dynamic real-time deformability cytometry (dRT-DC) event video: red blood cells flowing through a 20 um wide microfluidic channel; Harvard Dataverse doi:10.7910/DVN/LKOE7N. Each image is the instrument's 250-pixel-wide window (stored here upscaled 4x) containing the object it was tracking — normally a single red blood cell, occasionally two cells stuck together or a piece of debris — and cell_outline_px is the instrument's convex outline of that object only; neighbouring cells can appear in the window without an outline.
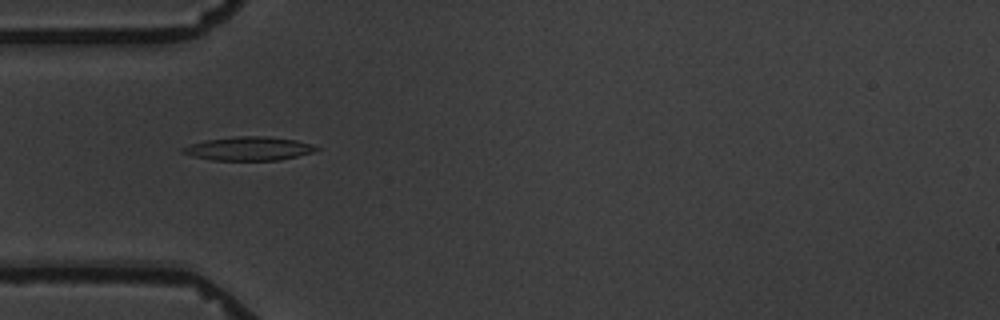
{"species": "common noctule bat (a hibernating species)", "species_latin": "Nyctalus noctula", "temperature_condition": "warm", "stored_images_in_passage": 3, "camera_frame_rate_fps": 3000, "um_per_image_px": 0.085, "animal": {"sex": "male", "body_mass_g": 19.5, "forearm_length_mm": 54.6}, "frame": {"image": 1, "passage_image": 2, "time_ms": 2.333, "image_size_px": [1000, 320], "cell_outline_px": [[320, 148], [312, 152], [280, 160], [212, 160], [192, 156], [180, 152], [180, 148], [192, 144], [208, 140], [236, 136], [268, 136], [296, 140], [312, 144]], "centroid_in_image_um": [21.14, 12.63], "position_along_channel_um": 63.9, "area_um2": 18.32}}
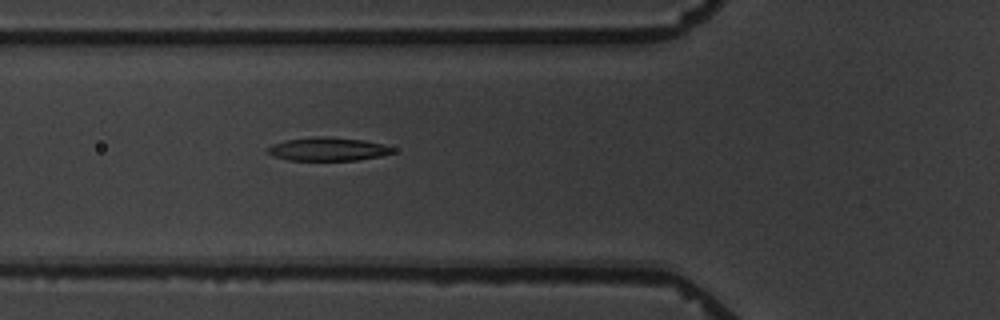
{"frame": {"image": 2, "passage_image": 3, "time_ms": 3.333, "image_size_px": [1000, 320], "cell_outline_px": [[396, 152], [380, 156], [356, 160], [288, 160], [276, 156], [268, 152], [268, 148], [272, 144], [284, 140], [316, 136], [328, 136], [364, 140], [396, 148]], "centroid_in_image_um": [27.9, 12.66], "position_along_channel_um": 97.9, "area_um2": 16.99}}